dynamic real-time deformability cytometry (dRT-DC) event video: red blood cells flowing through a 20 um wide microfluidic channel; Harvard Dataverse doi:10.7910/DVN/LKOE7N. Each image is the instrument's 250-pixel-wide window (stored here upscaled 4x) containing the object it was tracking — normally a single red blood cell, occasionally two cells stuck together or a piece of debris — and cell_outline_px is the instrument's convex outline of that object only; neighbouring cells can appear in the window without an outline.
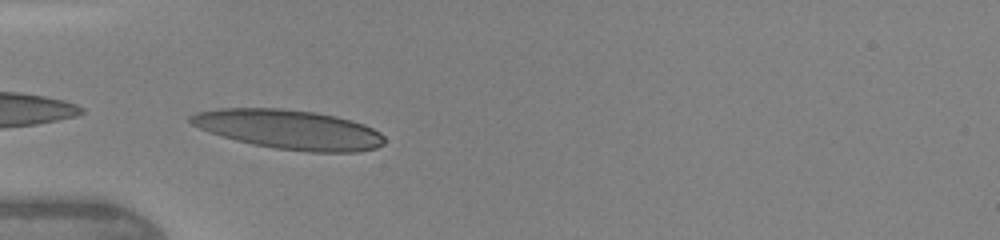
{"species": "human", "species_latin": "Homo sapiens", "temperature_condition": "warm", "stored_images_in_passage": 30, "camera_frame_rate_fps": 3000, "um_per_image_px": 0.085, "donor": {"sex": "female"}, "frame": {"image": 1, "passage_image": 1, "time_ms": 0.0, "image_size_px": [1000, 240], "cell_outline_px": [[384, 144], [376, 148], [360, 152], [308, 152], [276, 148], [252, 144], [236, 140], [208, 132], [192, 124], [188, 120], [188, 116], [196, 112], [220, 108], [280, 108], [316, 112], [336, 116], [352, 120], [364, 124], [380, 132], [384, 136]], "centroid_in_image_um": [24.58, 11.0], "position_along_channel_um": 60.4, "area_um2": 44.68}, "authors_computed_cell_mechanics": {"area_um2": 40.4022, "velocity_mm_per_s": 4.3424, "shape_relaxation_time_tau1_ms": 3.2677, "shape_relaxation_time_tau2_ms": 0.7982, "deformation_change_tau1": 0.1731, "deformation_change_tau2": 0.0886}}